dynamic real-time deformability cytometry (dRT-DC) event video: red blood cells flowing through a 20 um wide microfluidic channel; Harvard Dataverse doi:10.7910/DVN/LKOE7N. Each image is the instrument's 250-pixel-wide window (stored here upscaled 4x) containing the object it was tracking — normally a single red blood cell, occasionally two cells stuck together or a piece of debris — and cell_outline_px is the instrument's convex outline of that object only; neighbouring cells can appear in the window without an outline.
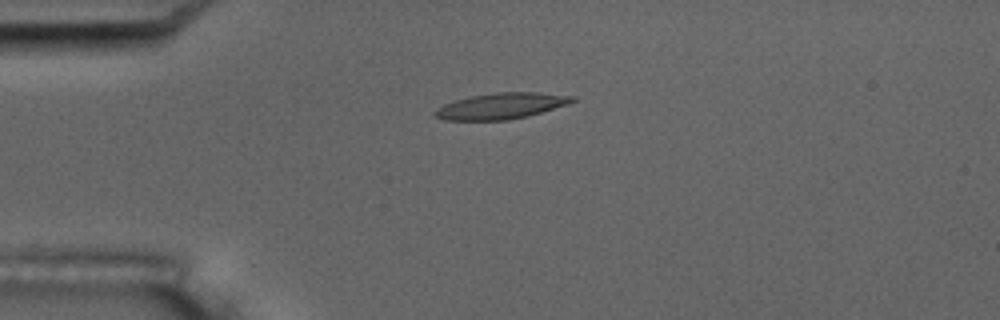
{"species": "common noctule bat (a hibernating species)", "species_latin": "Nyctalus noctula", "temperature_condition": "room temperature", "stored_images_in_passage": 2, "camera_frame_rate_fps": 3000, "um_per_image_px": 0.085, "animal": {"sex": "male", "body_mass_g": 17.5, "forearm_length_mm": 52.3}, "frame": {"image": 1, "passage_image": 1, "time_ms": 0.0, "image_size_px": [1000, 320], "cell_outline_px": [[576, 100], [568, 104], [528, 116], [508, 120], [444, 120], [436, 116], [432, 112], [436, 108], [444, 104], [468, 96], [496, 92], [540, 92], [576, 96]], "centroid_in_image_um": [42.61, 9.0], "position_along_channel_um": 42.4, "area_um2": 20.98}}